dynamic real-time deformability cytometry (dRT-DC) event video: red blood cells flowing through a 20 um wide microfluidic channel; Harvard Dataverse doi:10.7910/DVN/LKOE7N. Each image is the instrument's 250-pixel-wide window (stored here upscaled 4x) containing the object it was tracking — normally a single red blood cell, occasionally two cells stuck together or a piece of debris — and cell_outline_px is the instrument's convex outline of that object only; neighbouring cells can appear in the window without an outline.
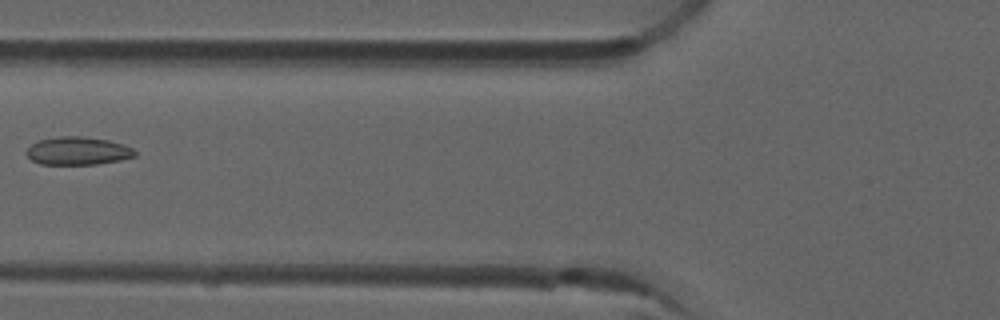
{"species": "common noctule bat (a hibernating species)", "species_latin": "Nyctalus noctula", "temperature_condition": "room temperature", "stored_images_in_passage": 7, "camera_frame_rate_fps": 3000, "um_per_image_px": 0.085, "animal": {"sex": "male", "forearm_length_mm": 52.5}, "frame": {"image": 1, "passage_image": 6, "time_ms": 1.667, "image_size_px": [1000, 320], "cell_outline_px": [[136, 156], [120, 160], [96, 164], [40, 164], [32, 160], [24, 152], [32, 144], [40, 140], [60, 136], [80, 136], [108, 140], [124, 144], [132, 148], [136, 152]], "centroid_in_image_um": [6.62, 12.83], "position_along_channel_um": 119.2, "area_um2": 17.63}}
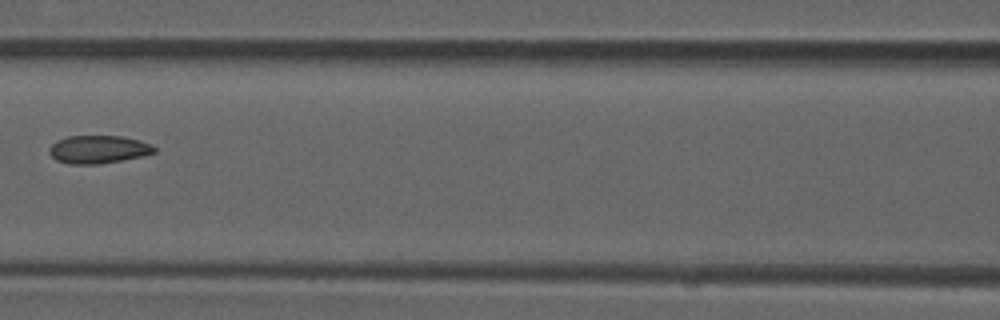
{"frame": {"image": 2, "passage_image": 7, "time_ms": 2.0, "image_size_px": [1000, 320], "cell_outline_px": [[156, 152], [144, 156], [96, 164], [68, 164], [56, 160], [48, 152], [48, 148], [56, 140], [68, 136], [124, 136], [140, 140], [152, 144], [156, 148]], "centroid_in_image_um": [8.36, 12.69], "position_along_channel_um": 158.2, "area_um2": 17.28}}